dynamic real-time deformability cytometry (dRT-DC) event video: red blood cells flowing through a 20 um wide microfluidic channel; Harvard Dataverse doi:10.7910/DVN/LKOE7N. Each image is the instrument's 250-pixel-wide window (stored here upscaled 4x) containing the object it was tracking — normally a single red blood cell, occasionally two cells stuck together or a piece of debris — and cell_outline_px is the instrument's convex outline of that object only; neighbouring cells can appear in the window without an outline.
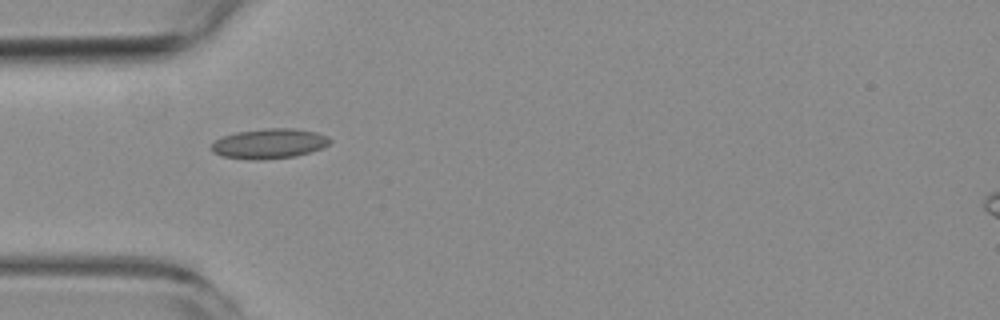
{"species": "common noctule bat (a hibernating species)", "species_latin": "Nyctalus noctula", "temperature_condition": "room temperature", "stored_images_in_passage": 6, "camera_frame_rate_fps": 3000, "um_per_image_px": 0.085, "animal": {"sex": "female", "body_mass_g": 19.3, "forearm_length_mm": 54.1}, "frame": {"image": 1, "passage_image": 5, "time_ms": 4.667, "image_size_px": [1000, 320], "cell_outline_px": [[332, 140], [324, 148], [296, 156], [264, 160], [252, 160], [220, 156], [212, 152], [212, 144], [216, 140], [224, 136], [236, 132], [264, 128], [296, 128], [316, 132], [328, 136]], "centroid_in_image_um": [22.91, 12.21], "position_along_channel_um": 62.1, "area_um2": 20.92}}
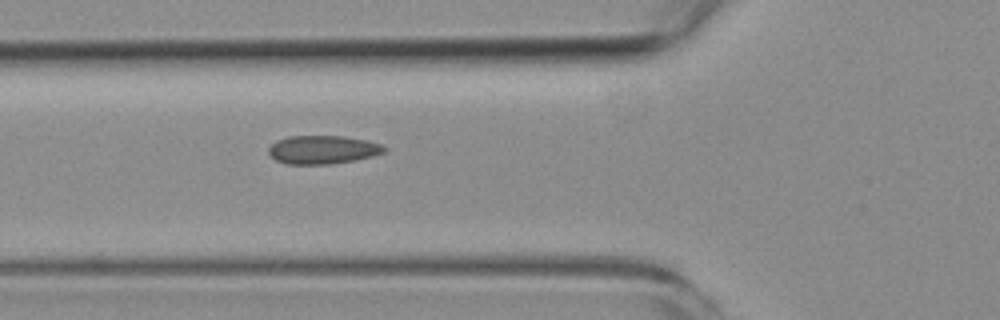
{"frame": {"image": 2, "passage_image": 6, "time_ms": 5.667, "image_size_px": [1000, 320], "cell_outline_px": [[388, 148], [384, 152], [372, 156], [356, 160], [332, 164], [288, 164], [276, 160], [268, 152], [268, 148], [276, 140], [288, 136], [344, 136], [368, 140], [380, 144]], "centroid_in_image_um": [27.44, 12.72], "position_along_channel_um": 98.4, "area_um2": 19.25}}